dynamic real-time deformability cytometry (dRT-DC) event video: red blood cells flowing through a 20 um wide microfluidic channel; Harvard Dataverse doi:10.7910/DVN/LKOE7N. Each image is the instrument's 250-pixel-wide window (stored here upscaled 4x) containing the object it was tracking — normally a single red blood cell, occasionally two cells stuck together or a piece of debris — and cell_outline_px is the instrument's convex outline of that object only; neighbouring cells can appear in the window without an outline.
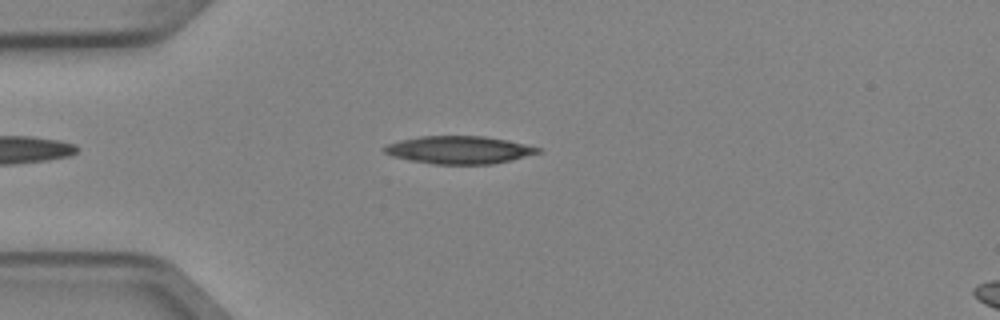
{"species": "Egyptian fruit bat (a non-hibernating species)", "species_latin": "Rousettus aegyptiacus", "temperature_condition": "cold", "stored_images_in_passage": 2, "camera_frame_rate_fps": 3000, "um_per_image_px": 0.085, "animal": {"sex": "female"}, "frame": {"image": 1, "passage_image": 1, "time_ms": 0.0, "image_size_px": [1000, 320], "cell_outline_px": [[544, 152], [512, 160], [492, 164], [432, 164], [408, 160], [392, 156], [384, 152], [380, 148], [388, 144], [400, 140], [420, 136], [484, 136], [508, 140], [540, 148]], "centroid_in_image_um": [39.02, 12.74], "position_along_channel_um": 46.0, "area_um2": 25.03}}